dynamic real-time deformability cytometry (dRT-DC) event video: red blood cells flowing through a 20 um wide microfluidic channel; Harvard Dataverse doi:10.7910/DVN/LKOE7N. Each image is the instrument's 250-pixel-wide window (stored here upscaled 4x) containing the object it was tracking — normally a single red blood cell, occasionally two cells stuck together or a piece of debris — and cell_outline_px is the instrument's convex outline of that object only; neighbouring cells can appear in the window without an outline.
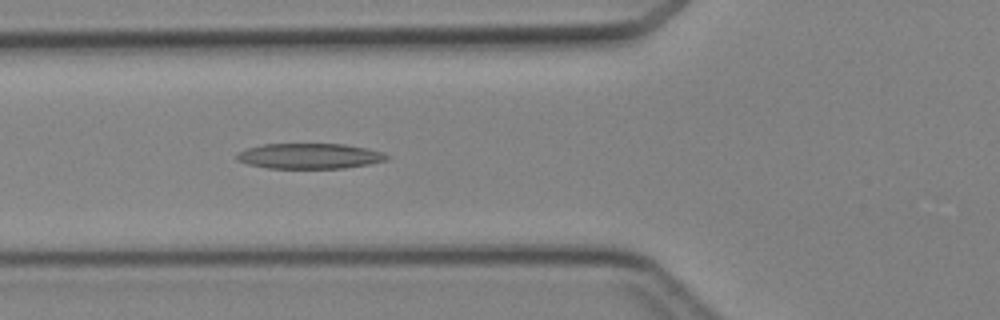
{"species": "Egyptian fruit bat (a non-hibernating species)", "species_latin": "Rousettus aegyptiacus", "temperature_condition": "cold", "stored_images_in_passage": 25, "camera_frame_rate_fps": 3000, "um_per_image_px": 0.085, "animal": {"sex": "female"}, "frame": {"image": 1, "passage_image": 7, "time_ms": 2.0, "image_size_px": [1000, 320], "cell_outline_px": [[388, 156], [384, 160], [368, 164], [344, 168], [268, 168], [248, 164], [236, 160], [236, 152], [260, 144], [344, 144], [368, 148], [384, 152]], "centroid_in_image_um": [26.27, 13.26], "position_along_channel_um": 99.5, "area_um2": 22.2}}
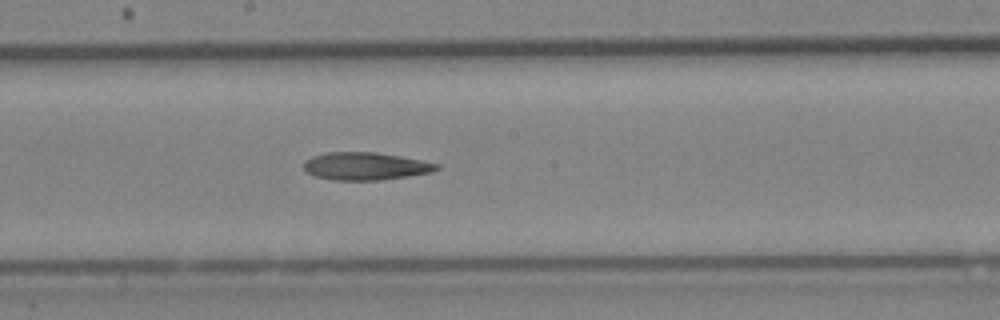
{"frame": {"image": 2, "passage_image": 15, "time_ms": 4.667, "image_size_px": [1000, 320], "cell_outline_px": [[440, 168], [432, 172], [408, 176], [380, 180], [332, 180], [316, 176], [308, 172], [304, 168], [304, 160], [312, 156], [324, 152], [376, 152], [400, 156], [440, 164]], "centroid_in_image_um": [31.06, 14.12], "position_along_channel_um": 217.1, "area_um2": 21.44}}
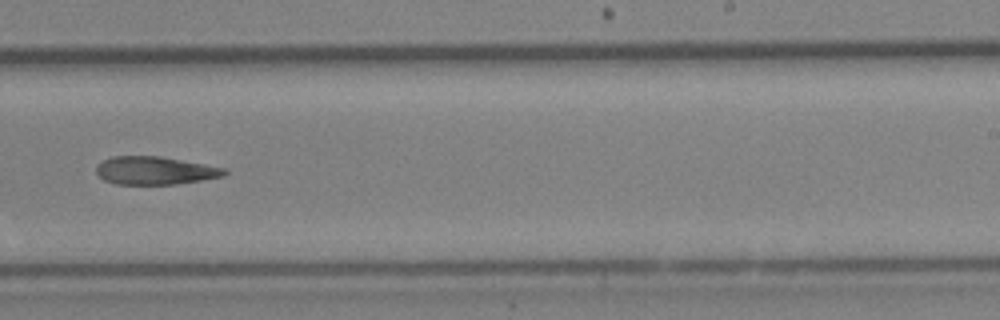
{"frame": {"image": 3, "passage_image": 19, "time_ms": 6.0, "image_size_px": [1000, 320], "cell_outline_px": [[228, 172], [224, 176], [176, 184], [116, 184], [104, 180], [96, 172], [96, 168], [104, 160], [112, 156], [160, 156], [228, 168]], "centroid_in_image_um": [13.21, 14.49], "position_along_channel_um": 275.8, "area_um2": 20.87}}